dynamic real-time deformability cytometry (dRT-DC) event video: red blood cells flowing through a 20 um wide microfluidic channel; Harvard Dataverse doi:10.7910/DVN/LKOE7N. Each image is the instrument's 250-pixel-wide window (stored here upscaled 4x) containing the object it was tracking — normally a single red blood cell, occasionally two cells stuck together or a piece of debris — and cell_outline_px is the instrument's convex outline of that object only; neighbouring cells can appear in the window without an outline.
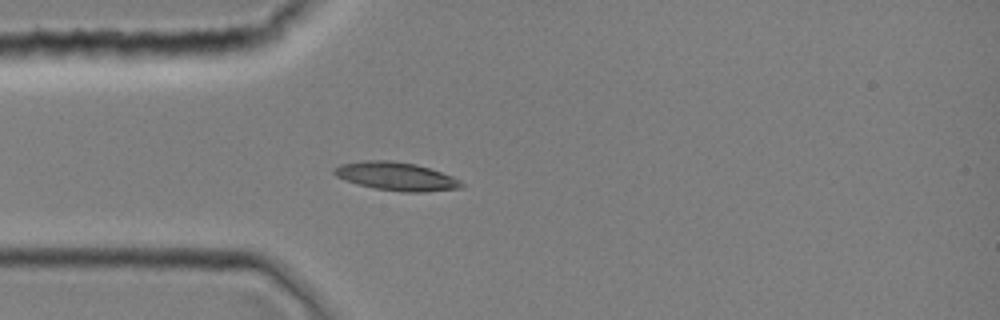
{"species": "common noctule bat (a hibernating species)", "species_latin": "Nyctalus noctula", "temperature_condition": "room temperature", "stored_images_in_passage": 1, "camera_frame_rate_fps": 3000, "um_per_image_px": 0.085, "animal": {"sex": "female", "body_mass_g": 19.0, "forearm_length_mm": 51.5}, "frame": {"image": 1, "passage_image": 1, "time_ms": 0.0, "image_size_px": [1000, 320], "cell_outline_px": [[464, 184], [460, 188], [420, 192], [404, 192], [376, 188], [344, 180], [336, 176], [332, 172], [332, 168], [340, 164], [364, 160], [392, 160], [416, 164], [452, 176], [460, 180]], "centroid_in_image_um": [33.64, 14.97], "position_along_channel_um": 51.4, "area_um2": 20.87}}